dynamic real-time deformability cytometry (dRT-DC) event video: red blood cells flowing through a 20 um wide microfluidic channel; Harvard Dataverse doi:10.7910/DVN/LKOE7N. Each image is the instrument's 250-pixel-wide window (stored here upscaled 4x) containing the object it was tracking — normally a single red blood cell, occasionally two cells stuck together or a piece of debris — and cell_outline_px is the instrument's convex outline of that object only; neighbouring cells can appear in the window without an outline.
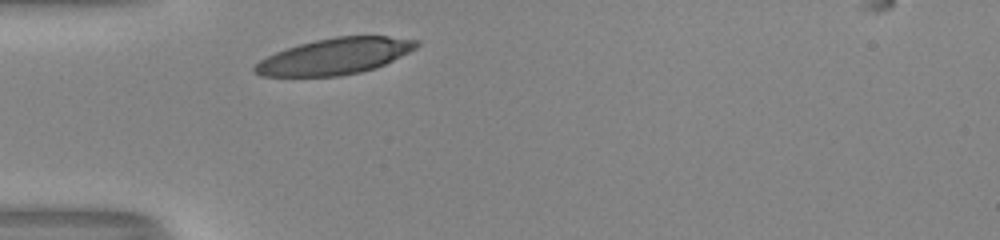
{"species": "human", "species_latin": "Homo sapiens", "temperature_condition": "room temperature", "stored_images_in_passage": 26, "camera_frame_rate_fps": 3000, "um_per_image_px": 0.085, "donor": {"sex": "male"}, "frame": {"image": 1, "passage_image": 1, "time_ms": 0.0, "image_size_px": [1000, 240], "cell_outline_px": [[420, 44], [416, 48], [376, 68], [360, 72], [340, 76], [260, 76], [252, 72], [252, 68], [260, 60], [276, 52], [300, 44], [316, 40], [336, 36], [388, 36], [420, 40]], "centroid_in_image_um": [28.46, 4.79], "position_along_channel_um": 56.5, "area_um2": 33.93}}
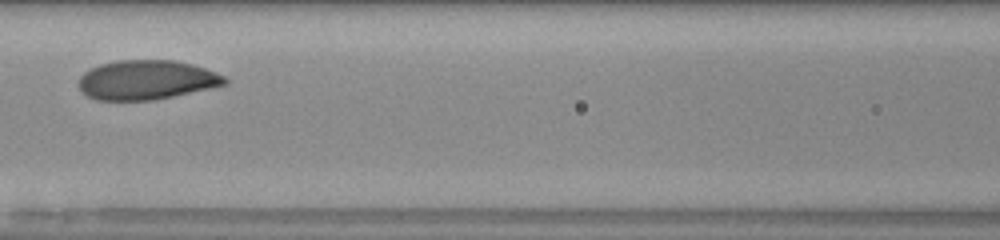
{"frame": {"image": 2, "passage_image": 9, "time_ms": 2.667, "image_size_px": [1000, 240], "cell_outline_px": [[228, 84], [172, 96], [152, 100], [96, 100], [80, 92], [80, 76], [84, 72], [100, 64], [116, 60], [172, 60], [192, 64], [216, 72], [224, 76], [228, 80]], "centroid_in_image_um": [12.44, 6.79], "position_along_channel_um": 154.2, "area_um2": 33.41}}
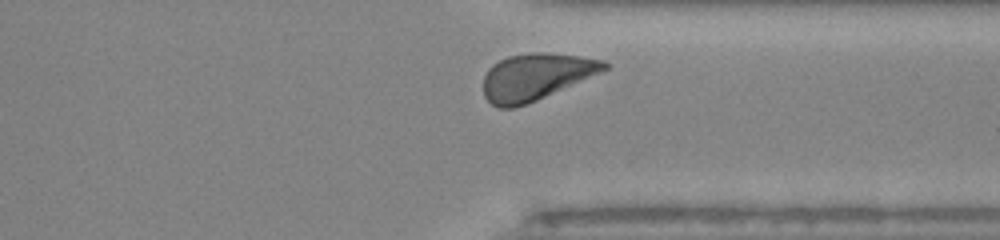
{"frame": {"image": 3, "passage_image": 25, "time_ms": 8.0, "image_size_px": [1000, 240], "cell_outline_px": [[612, 64], [608, 68], [600, 72], [528, 104], [516, 108], [500, 108], [492, 104], [484, 96], [484, 76], [488, 68], [492, 64], [508, 56], [532, 52], [544, 52], [576, 56], [604, 60]], "centroid_in_image_um": [45.53, 6.52], "position_along_channel_um": 365.9, "area_um2": 32.71}, "authors_computed_cell_mechanics": {"area_um2": 33.5529, "velocity_mm_per_s": 3.9621, "shape_relaxation_time_tau1_ms": 5.2355, "shape_relaxation_time_tau2_ms": 1.1417, "deformation_change_tau1": 0.2121, "deformation_change_tau2": 0.0597}}